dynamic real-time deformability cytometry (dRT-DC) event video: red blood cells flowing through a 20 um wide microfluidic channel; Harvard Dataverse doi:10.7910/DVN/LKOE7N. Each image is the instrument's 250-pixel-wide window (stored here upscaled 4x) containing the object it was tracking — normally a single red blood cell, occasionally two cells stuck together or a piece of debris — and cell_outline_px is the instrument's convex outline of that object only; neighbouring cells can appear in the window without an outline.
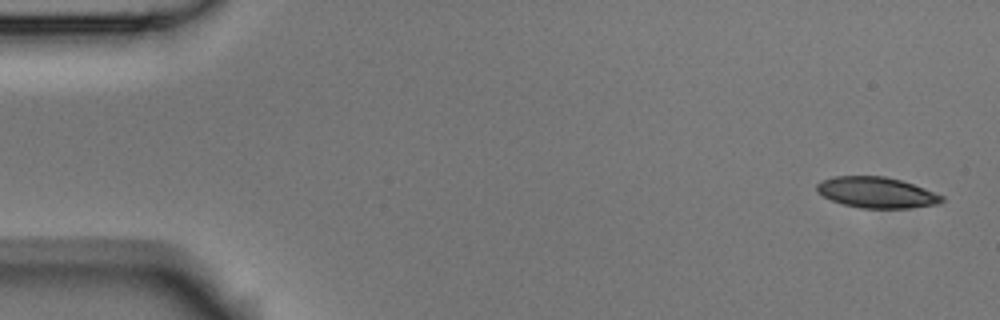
{"species": "Egyptian fruit bat (a non-hibernating species)", "species_latin": "Rousettus aegyptiacus", "temperature_condition": "room temperature", "stored_images_in_passage": 8, "camera_frame_rate_fps": 3000, "um_per_image_px": 0.085, "animal": {"sex": "male"}, "frame": {"image": 1, "passage_image": 1, "time_ms": 0.0, "image_size_px": [1000, 320], "cell_outline_px": [[944, 200], [936, 204], [908, 208], [860, 208], [844, 204], [832, 200], [816, 192], [816, 184], [824, 180], [836, 176], [884, 176], [900, 180], [924, 188], [944, 196]], "centroid_in_image_um": [74.5, 16.36], "position_along_channel_um": 10.5, "area_um2": 22.25}}
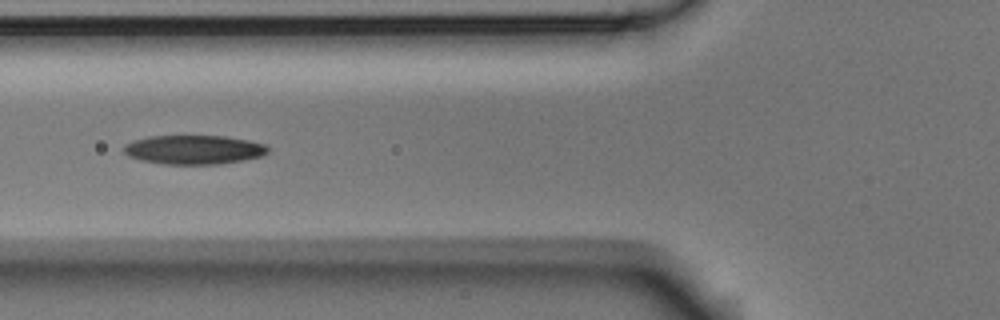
{"frame": {"image": 2, "passage_image": 6, "time_ms": 1.667, "image_size_px": [1000, 320], "cell_outline_px": [[268, 152], [260, 156], [244, 160], [220, 164], [164, 164], [140, 160], [128, 156], [124, 152], [124, 144], [132, 140], [148, 136], [224, 136], [248, 140], [264, 144], [268, 148]], "centroid_in_image_um": [16.44, 12.72], "position_along_channel_um": 109.4, "area_um2": 24.45}}
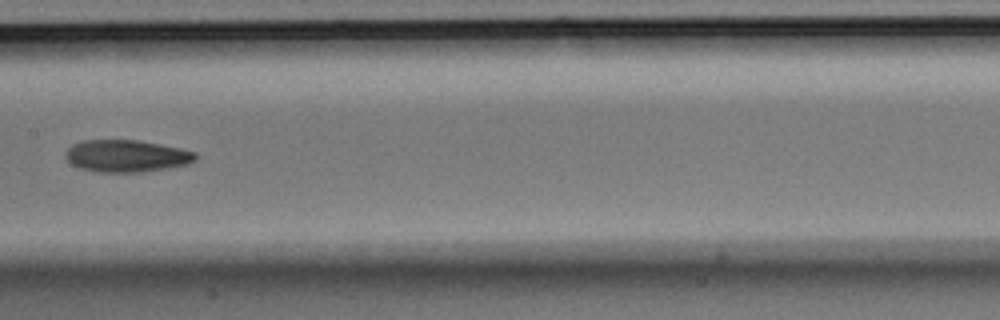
{"frame": {"image": 3, "passage_image": 8, "time_ms": 2.333, "image_size_px": [1000, 320], "cell_outline_px": [[196, 160], [188, 164], [140, 172], [96, 172], [80, 168], [72, 164], [64, 156], [64, 152], [72, 144], [84, 140], [136, 140], [160, 144], [180, 148], [196, 152]], "centroid_in_image_um": [10.72, 13.25], "position_along_channel_um": 196.7, "area_um2": 24.28}}